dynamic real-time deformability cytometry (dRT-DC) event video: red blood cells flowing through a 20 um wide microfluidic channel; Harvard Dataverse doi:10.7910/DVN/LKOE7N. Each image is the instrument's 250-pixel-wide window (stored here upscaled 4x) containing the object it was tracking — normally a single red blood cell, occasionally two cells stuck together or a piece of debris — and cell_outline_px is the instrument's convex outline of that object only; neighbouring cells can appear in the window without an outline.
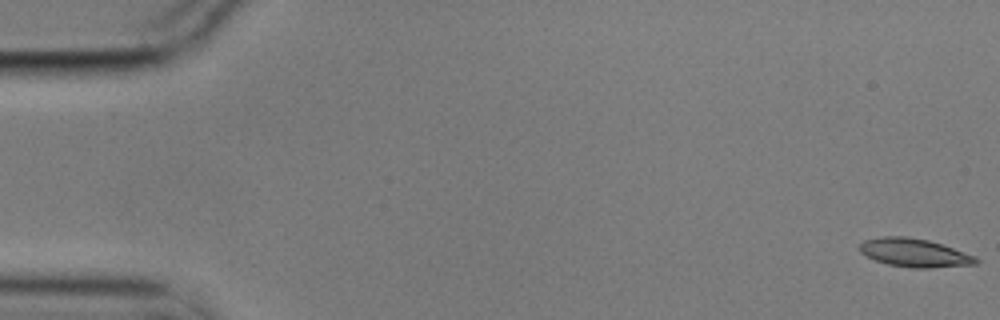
{"species": "common noctule bat (a hibernating species)", "species_latin": "Nyctalus noctula", "temperature_condition": "cold", "stored_images_in_passage": 57, "camera_frame_rate_fps": 3000, "um_per_image_px": 0.085, "animal": {"sex": "male", "body_mass_g": 17.9}, "frame": {"image": 1, "passage_image": 1, "time_ms": 0.0, "image_size_px": [1000, 320], "cell_outline_px": [[980, 260], [976, 264], [928, 268], [912, 268], [888, 264], [876, 260], [860, 252], [856, 248], [864, 240], [880, 236], [908, 236], [928, 240], [976, 256]], "centroid_in_image_um": [77.7, 21.48], "position_along_channel_um": 7.3, "area_um2": 19.25}}
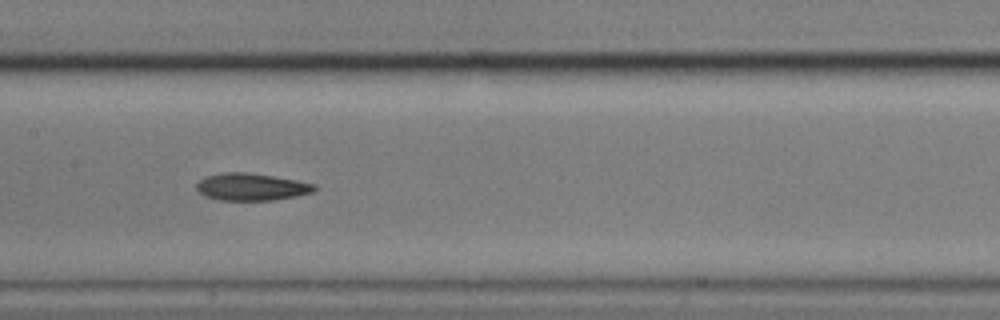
{"frame": {"image": 2, "passage_image": 28, "time_ms": 9.0, "image_size_px": [1000, 320], "cell_outline_px": [[316, 188], [312, 192], [296, 196], [272, 200], [220, 200], [204, 196], [196, 188], [196, 184], [200, 180], [208, 176], [224, 172], [248, 172], [296, 180], [316, 184]], "centroid_in_image_um": [21.36, 15.88], "position_along_channel_um": 186.0, "area_um2": 18.55}}
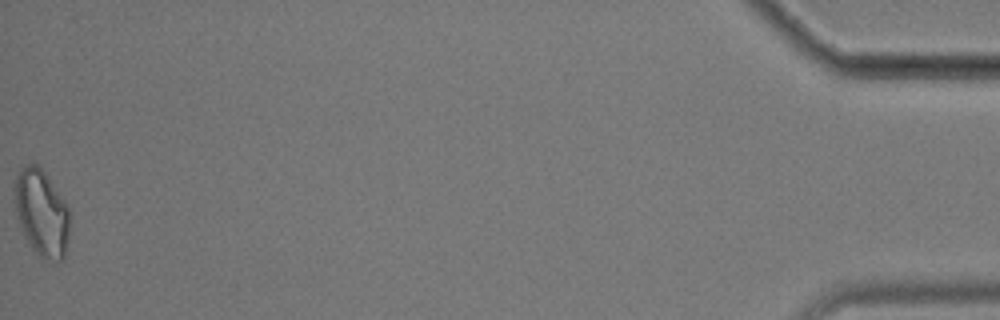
{"frame": {"image": 3, "passage_image": 57, "time_ms": 18.667, "image_size_px": [1000, 320], "cell_outline_px": [[68, 240], [64, 256], [60, 260], [56, 260], [40, 256], [32, 248], [20, 224], [12, 200], [12, 184], [20, 168], [24, 164], [32, 160], [48, 176], [68, 204]], "centroid_in_image_um": [3.49, 17.98], "position_along_channel_um": 431.7, "area_um2": 28.03}, "authors_computed_cell_mechanics": {"area_um2": 19.3052, "velocity_mm_per_s": 3.5411, "shape_relaxation_time_tau1_ms": null, "shape_relaxation_time_tau2_ms": 7.1508, "deformation_change_tau1": null, "deformation_change_tau2": 0.1578}}